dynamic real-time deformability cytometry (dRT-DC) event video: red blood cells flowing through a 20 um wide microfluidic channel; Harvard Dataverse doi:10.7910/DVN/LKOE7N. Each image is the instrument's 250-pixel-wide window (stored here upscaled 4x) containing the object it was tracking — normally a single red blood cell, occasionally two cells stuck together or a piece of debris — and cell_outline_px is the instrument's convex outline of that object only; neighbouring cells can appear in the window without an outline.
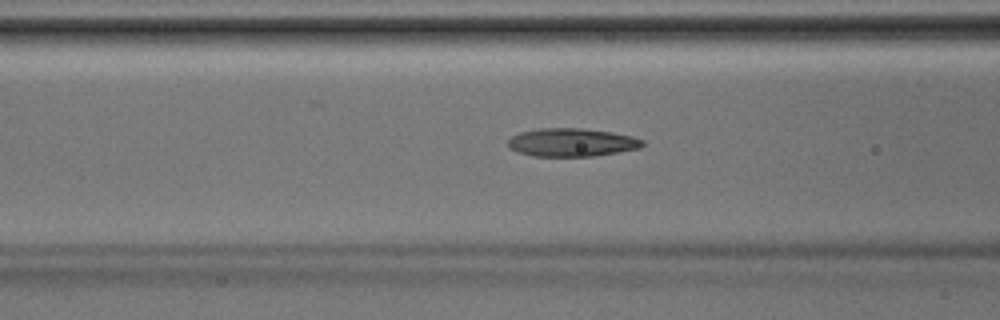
{"species": "Egyptian fruit bat (a non-hibernating species)", "species_latin": "Rousettus aegyptiacus", "temperature_condition": "room temperature", "stored_images_in_passage": 31, "camera_frame_rate_fps": 3000, "um_per_image_px": 0.085, "animal": {"sex": "male"}, "frame": {"image": 1, "passage_image": 11, "time_ms": 3.333, "image_size_px": [1000, 320], "cell_outline_px": [[644, 144], [640, 148], [592, 156], [532, 156], [516, 152], [508, 148], [508, 140], [512, 136], [520, 132], [536, 128], [580, 128], [612, 132], [632, 136], [644, 140]], "centroid_in_image_um": [48.56, 12.1], "position_along_channel_um": 118.0, "area_um2": 22.2}}
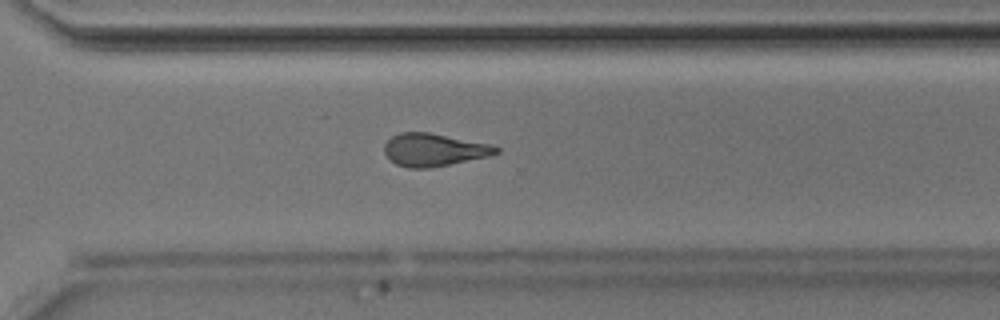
{"frame": {"image": 2, "passage_image": 24, "time_ms": 7.667, "image_size_px": [1000, 320], "cell_outline_px": [[500, 152], [492, 156], [428, 168], [408, 168], [396, 164], [384, 152], [384, 144], [392, 136], [400, 132], [428, 132], [488, 144], [500, 148]], "centroid_in_image_um": [36.89, 12.74], "position_along_channel_um": 333.7, "area_um2": 21.15}}
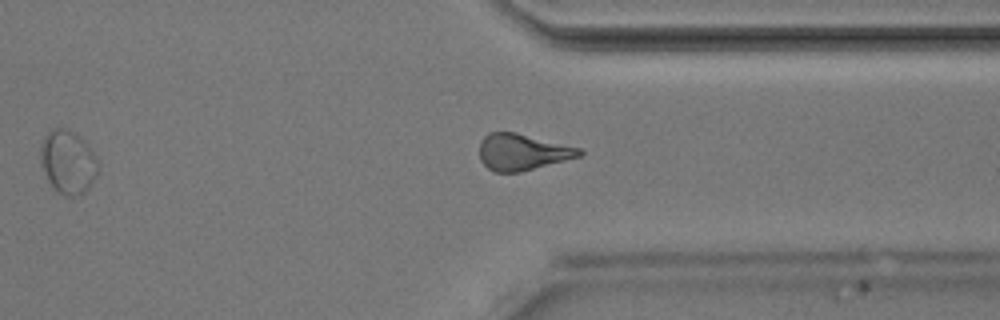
{"frame": {"image": 3, "passage_image": 26, "time_ms": 8.333, "image_size_px": [1000, 320], "cell_outline_px": [[584, 152], [580, 156], [520, 172], [496, 172], [488, 168], [480, 160], [480, 140], [488, 132], [516, 132], [580, 148]], "centroid_in_image_um": [44.37, 12.91], "position_along_channel_um": 367.0, "area_um2": 21.04}}